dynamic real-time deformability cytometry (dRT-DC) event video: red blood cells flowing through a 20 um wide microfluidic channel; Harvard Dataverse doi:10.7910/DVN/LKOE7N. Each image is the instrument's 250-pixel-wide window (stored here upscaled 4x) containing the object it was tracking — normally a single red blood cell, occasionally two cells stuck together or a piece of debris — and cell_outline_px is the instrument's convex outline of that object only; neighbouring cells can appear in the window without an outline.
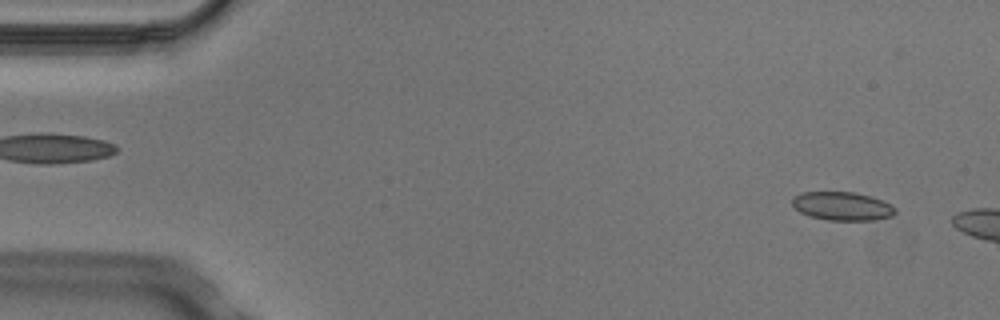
{"species": "Egyptian fruit bat (a non-hibernating species)", "species_latin": "Rousettus aegyptiacus", "temperature_condition": "cold", "stored_images_in_passage": 2, "camera_frame_rate_fps": 3000, "um_per_image_px": 0.085, "animal": {"sex": "male"}, "frame": {"image": 1, "passage_image": 1, "time_ms": 0.0, "image_size_px": [1000, 320], "cell_outline_px": [[896, 212], [892, 216], [872, 220], [828, 220], [808, 216], [800, 212], [792, 204], [792, 196], [800, 192], [852, 192], [872, 196], [884, 200], [892, 204], [896, 208]], "centroid_in_image_um": [71.6, 17.51], "position_along_channel_um": 13.4, "area_um2": 17.34}}